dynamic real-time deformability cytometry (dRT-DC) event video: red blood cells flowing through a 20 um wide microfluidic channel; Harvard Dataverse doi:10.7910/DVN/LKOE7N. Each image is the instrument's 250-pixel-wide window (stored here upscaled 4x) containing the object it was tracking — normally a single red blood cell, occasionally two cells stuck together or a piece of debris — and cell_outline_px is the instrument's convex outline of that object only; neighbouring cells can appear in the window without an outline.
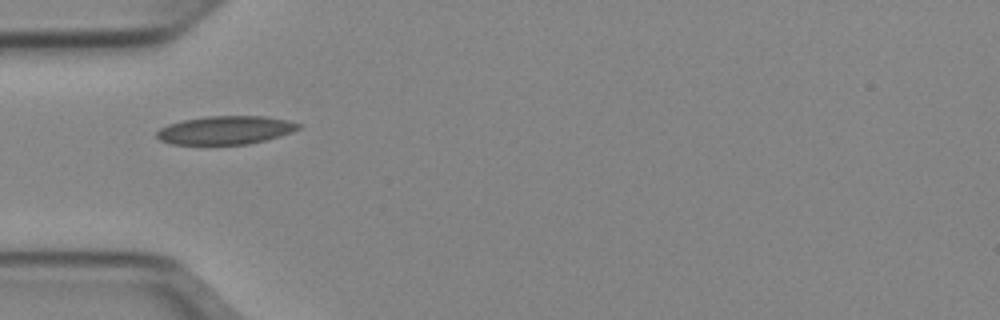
{"species": "Egyptian fruit bat (a non-hibernating species)", "species_latin": "Rousettus aegyptiacus", "temperature_condition": "cold", "stored_images_in_passage": 27, "camera_frame_rate_fps": 3000, "um_per_image_px": 0.085, "animal": {"sex": "female"}, "frame": {"image": 1, "passage_image": 1, "time_ms": 0.0, "image_size_px": [1000, 320], "cell_outline_px": [[300, 128], [292, 132], [280, 136], [248, 144], [172, 144], [160, 140], [156, 136], [156, 132], [160, 128], [168, 124], [184, 120], [208, 116], [264, 116], [288, 120], [300, 124]], "centroid_in_image_um": [19.17, 11.06], "position_along_channel_um": 65.8, "area_um2": 23.29}}
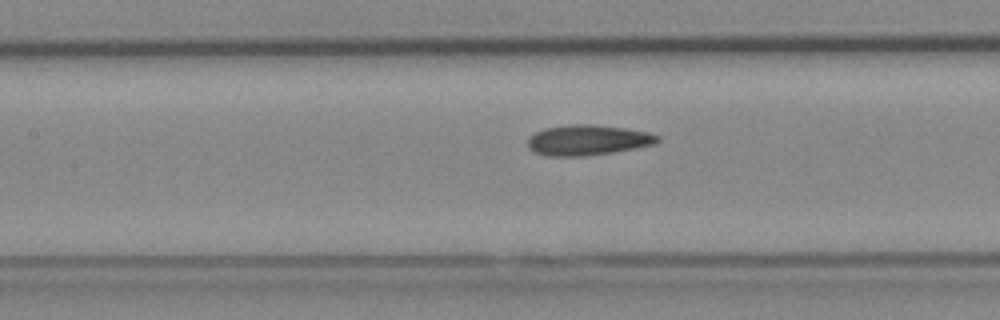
{"frame": {"image": 2, "passage_image": 8, "time_ms": 2.333, "image_size_px": [1000, 320], "cell_outline_px": [[660, 140], [656, 144], [612, 152], [588, 156], [548, 156], [536, 152], [528, 148], [528, 136], [544, 128], [568, 124], [592, 124], [624, 128], [648, 132], [660, 136]], "centroid_in_image_um": [49.95, 11.9], "position_along_channel_um": 157.4, "area_um2": 23.06}}
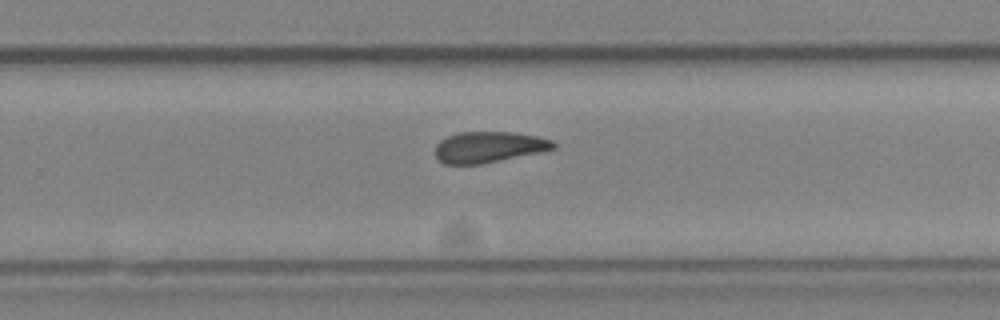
{"frame": {"image": 3, "passage_image": 18, "time_ms": 5.667, "image_size_px": [1000, 320], "cell_outline_px": [[556, 148], [540, 152], [480, 164], [444, 164], [436, 156], [436, 144], [440, 140], [456, 132], [512, 132], [536, 136], [552, 140], [556, 144]], "centroid_in_image_um": [41.54, 12.49], "position_along_channel_um": 288.3, "area_um2": 21.21}, "authors_computed_cell_mechanics": {"area_um2": 22.1952, "velocity_mm_per_s": 3.9519, "shape_relaxation_time_tau1_ms": null, "shape_relaxation_time_tau2_ms": 4.7334, "deformation_change_tau1": null, "deformation_change_tau2": 0.1032}}